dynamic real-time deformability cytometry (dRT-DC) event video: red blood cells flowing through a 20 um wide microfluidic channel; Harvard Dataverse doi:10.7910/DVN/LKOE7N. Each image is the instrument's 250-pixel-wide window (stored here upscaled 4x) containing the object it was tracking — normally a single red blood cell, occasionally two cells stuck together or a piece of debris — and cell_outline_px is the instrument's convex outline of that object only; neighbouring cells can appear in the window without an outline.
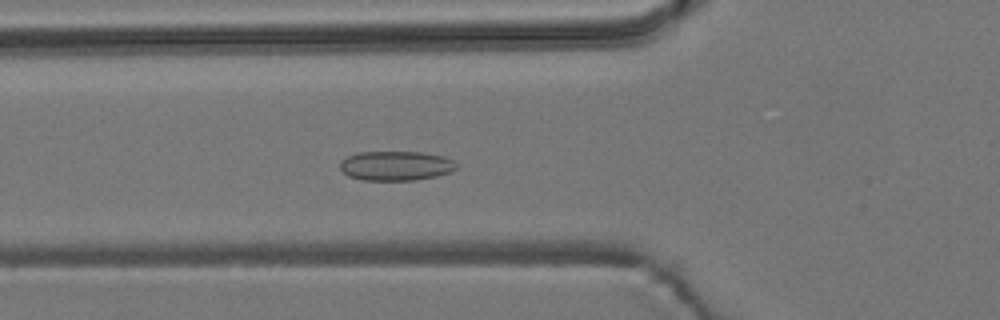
{"species": "common noctule bat (a hibernating species)", "species_latin": "Nyctalus noctula", "temperature_condition": "room temperature", "stored_images_in_passage": 55, "camera_frame_rate_fps": 3000, "um_per_image_px": 0.085, "animal": {"sex": "male", "body_mass_g": 19.2, "forearm_length_mm": 51.8}, "frame": {"image": 1, "passage_image": 19, "time_ms": 6.0, "image_size_px": [1000, 320], "cell_outline_px": [[456, 168], [452, 172], [436, 176], [412, 180], [364, 180], [348, 176], [340, 168], [340, 160], [356, 152], [420, 152], [444, 156], [452, 160], [456, 164]], "centroid_in_image_um": [33.63, 14.08], "position_along_channel_um": 92.2, "area_um2": 20.0}}
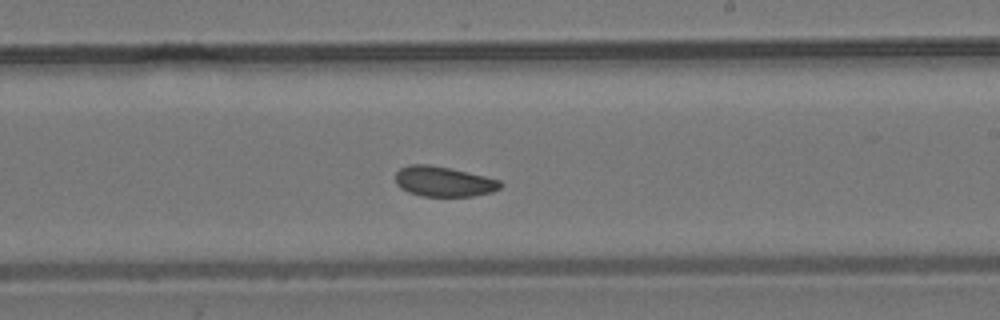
{"frame": {"image": 2, "passage_image": 32, "time_ms": 10.333, "image_size_px": [1000, 320], "cell_outline_px": [[504, 184], [500, 188], [492, 192], [472, 196], [420, 196], [408, 192], [400, 188], [396, 184], [396, 172], [400, 168], [408, 164], [428, 164], [448, 168], [484, 176], [500, 180]], "centroid_in_image_um": [37.69, 15.43], "position_along_channel_um": 251.3, "area_um2": 18.44}}
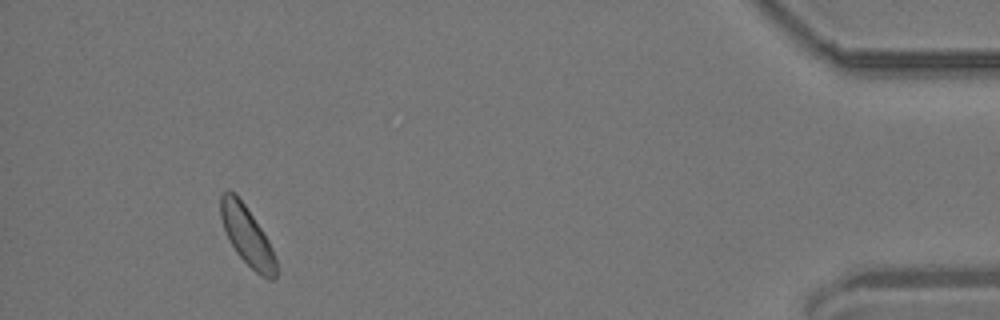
{"frame": {"image": 3, "passage_image": 51, "time_ms": 16.667, "image_size_px": [1000, 320], "cell_outline_px": [[276, 276], [272, 280], [268, 280], [260, 276], [236, 252], [228, 240], [220, 216], [220, 196], [224, 192], [236, 192], [268, 240], [272, 248], [276, 260]], "centroid_in_image_um": [20.99, 20.06], "position_along_channel_um": 414.2, "area_um2": 18.79}, "authors_computed_cell_mechanics": {"area_um2": 19.1896, "velocity_mm_per_s": 3.6586, "shape_relaxation_time_tau1_ms": null, "shape_relaxation_time_tau2_ms": 4.9306, "deformation_change_tau1": null, "deformation_change_tau2": 0.07}}